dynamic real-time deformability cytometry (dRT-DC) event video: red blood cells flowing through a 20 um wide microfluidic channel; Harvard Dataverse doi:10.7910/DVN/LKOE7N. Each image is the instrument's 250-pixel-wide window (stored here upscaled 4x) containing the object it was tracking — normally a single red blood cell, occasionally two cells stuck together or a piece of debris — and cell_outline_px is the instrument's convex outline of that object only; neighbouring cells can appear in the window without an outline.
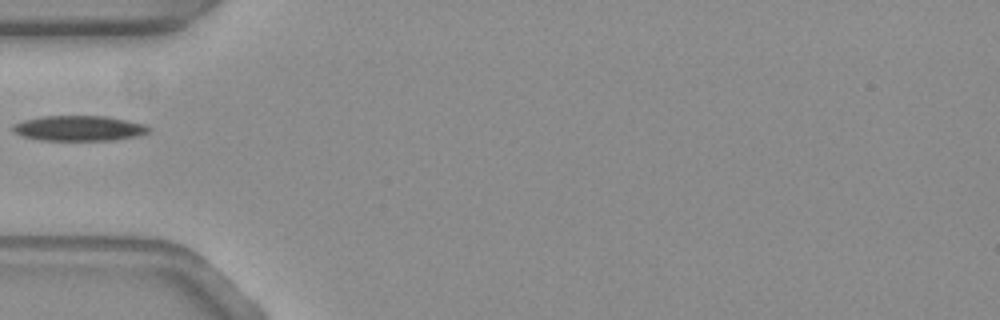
{"species": "common noctule bat (a hibernating species)", "species_latin": "Nyctalus noctula", "temperature_condition": "warm", "stored_images_in_passage": 36, "camera_frame_rate_fps": 3000, "um_per_image_px": 0.085, "animal": {"sex": "female", "body_mass_g": 19.3, "forearm_length_mm": 54.1}, "frame": {"image": 1, "passage_image": 1, "time_ms": 0.0, "image_size_px": [1000, 320], "cell_outline_px": [[152, 128], [148, 132], [136, 136], [112, 140], [40, 140], [20, 136], [12, 132], [12, 124], [24, 120], [40, 116], [108, 116], [148, 124]], "centroid_in_image_um": [6.71, 10.89], "position_along_channel_um": 78.3, "area_um2": 20.29}}